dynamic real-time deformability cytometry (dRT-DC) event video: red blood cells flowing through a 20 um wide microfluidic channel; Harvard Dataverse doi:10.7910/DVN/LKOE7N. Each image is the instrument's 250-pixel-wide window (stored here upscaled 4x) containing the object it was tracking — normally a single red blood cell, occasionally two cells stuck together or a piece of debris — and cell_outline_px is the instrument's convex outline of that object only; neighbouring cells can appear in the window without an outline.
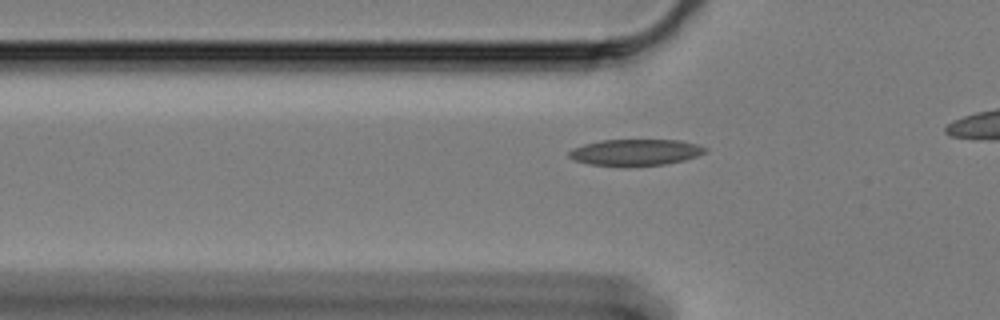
{"species": "Egyptian fruit bat (a non-hibernating species)", "species_latin": "Rousettus aegyptiacus", "temperature_condition": "cold", "stored_images_in_passage": 33, "camera_frame_rate_fps": 3000, "um_per_image_px": 0.085, "animal": {"sex": "female"}, "frame": {"image": 1, "passage_image": 3, "time_ms": 0.667, "image_size_px": [1000, 320], "cell_outline_px": [[708, 152], [684, 160], [664, 164], [624, 168], [592, 164], [576, 160], [568, 156], [568, 152], [572, 148], [584, 144], [600, 140], [680, 140], [696, 144], [708, 148]], "centroid_in_image_um": [54.02, 12.96], "position_along_channel_um": 71.8, "area_um2": 21.27}}
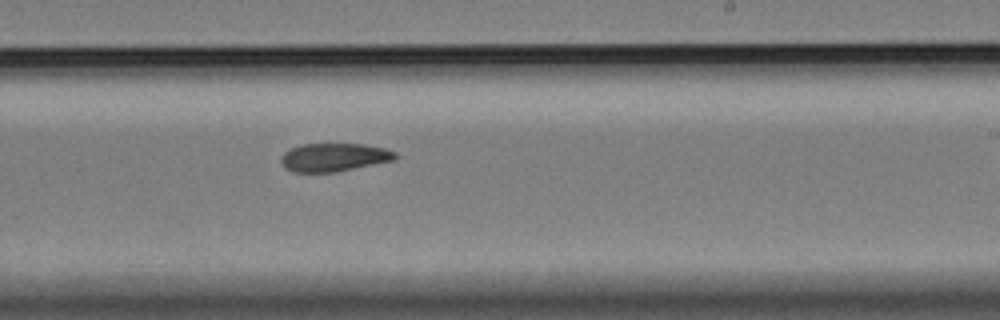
{"frame": {"image": 2, "passage_image": 20, "time_ms": 6.333, "image_size_px": [1000, 320], "cell_outline_px": [[396, 160], [336, 172], [292, 172], [284, 168], [280, 160], [280, 156], [288, 148], [300, 144], [364, 144], [384, 148], [396, 152]], "centroid_in_image_um": [28.35, 13.37], "position_along_channel_um": 260.7, "area_um2": 19.07}}
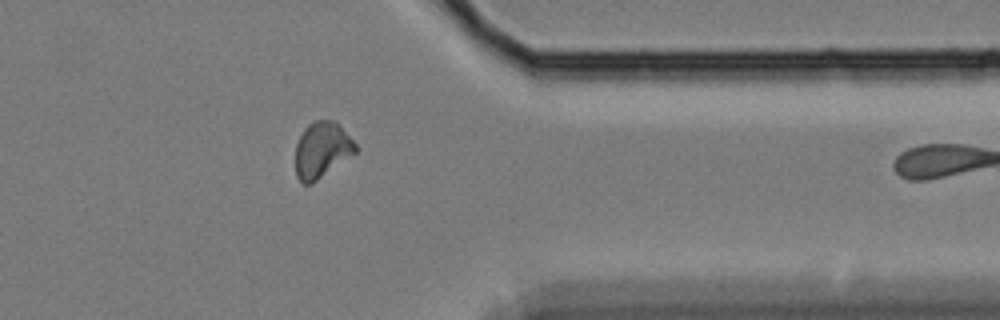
{"frame": {"image": 3, "passage_image": 32, "time_ms": 10.333, "image_size_px": [1000, 320], "cell_outline_px": [[356, 152], [312, 184], [300, 184], [296, 176], [296, 144], [304, 128], [312, 120], [336, 120], [356, 144]], "centroid_in_image_um": [27.34, 12.74], "position_along_channel_um": 384.1, "area_um2": 19.65}}